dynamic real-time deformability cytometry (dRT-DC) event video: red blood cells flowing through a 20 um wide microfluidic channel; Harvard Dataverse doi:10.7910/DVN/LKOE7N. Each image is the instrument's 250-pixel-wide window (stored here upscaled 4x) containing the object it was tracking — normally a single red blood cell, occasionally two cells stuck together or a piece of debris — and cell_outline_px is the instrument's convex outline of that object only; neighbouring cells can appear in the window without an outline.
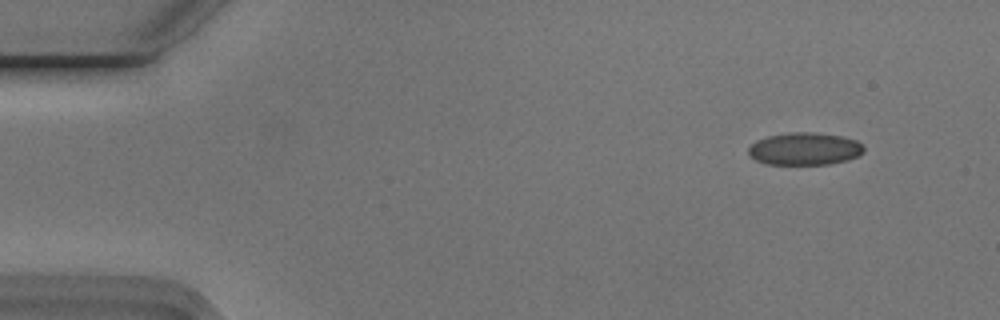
{"species": "Egyptian fruit bat (a non-hibernating species)", "species_latin": "Rousettus aegyptiacus", "temperature_condition": "cold", "stored_images_in_passage": 4, "camera_frame_rate_fps": 3000, "um_per_image_px": 0.085, "animal": {"sex": "male"}, "frame": {"image": 1, "passage_image": 1, "time_ms": 0.0, "image_size_px": [1000, 320], "cell_outline_px": [[864, 152], [848, 160], [828, 164], [768, 164], [756, 160], [748, 156], [748, 148], [756, 140], [768, 136], [788, 132], [812, 132], [844, 136], [856, 140], [864, 148]], "centroid_in_image_um": [68.38, 12.64], "position_along_channel_um": 16.6, "area_um2": 21.91}}